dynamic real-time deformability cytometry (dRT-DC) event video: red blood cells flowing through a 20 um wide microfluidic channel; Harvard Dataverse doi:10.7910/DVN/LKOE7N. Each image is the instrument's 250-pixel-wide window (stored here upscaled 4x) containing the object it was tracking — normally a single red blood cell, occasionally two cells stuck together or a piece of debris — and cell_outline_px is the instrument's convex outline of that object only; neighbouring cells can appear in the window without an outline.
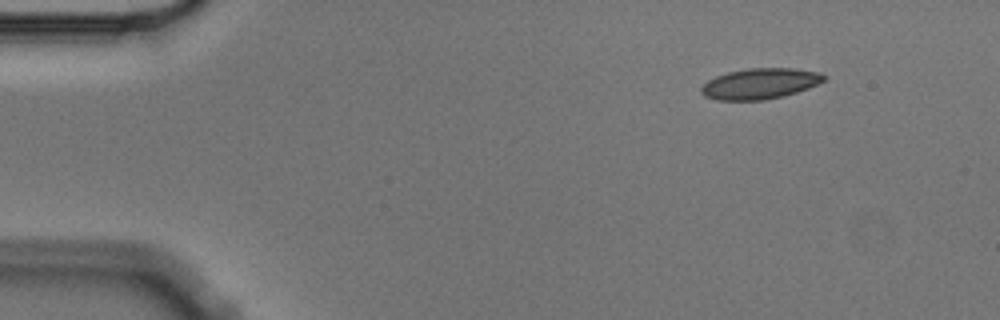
{"species": "Egyptian fruit bat (a non-hibernating species)", "species_latin": "Rousettus aegyptiacus", "temperature_condition": "cold", "stored_images_in_passage": 6, "camera_frame_rate_fps": 3000, "um_per_image_px": 0.085, "animal": {"sex": "male"}, "frame": {"image": 1, "passage_image": 1, "time_ms": 0.0, "image_size_px": [1000, 320], "cell_outline_px": [[824, 80], [808, 88], [784, 96], [764, 100], [716, 100], [704, 96], [700, 92], [700, 88], [708, 80], [716, 76], [728, 72], [748, 68], [792, 68], [820, 72], [824, 76]], "centroid_in_image_um": [64.56, 7.11], "position_along_channel_um": 20.4, "area_um2": 21.91}}
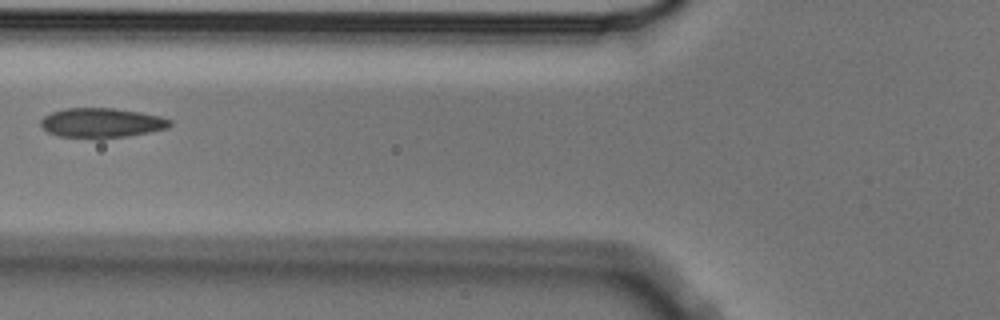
{"frame": {"image": 2, "passage_image": 5, "time_ms": 1.333, "image_size_px": [1000, 320], "cell_outline_px": [[172, 124], [168, 128], [128, 136], [60, 136], [48, 132], [40, 124], [40, 120], [44, 116], [52, 112], [64, 108], [116, 108], [140, 112], [160, 116], [172, 120]], "centroid_in_image_um": [8.66, 10.4], "position_along_channel_um": 117.1, "area_um2": 21.73}}
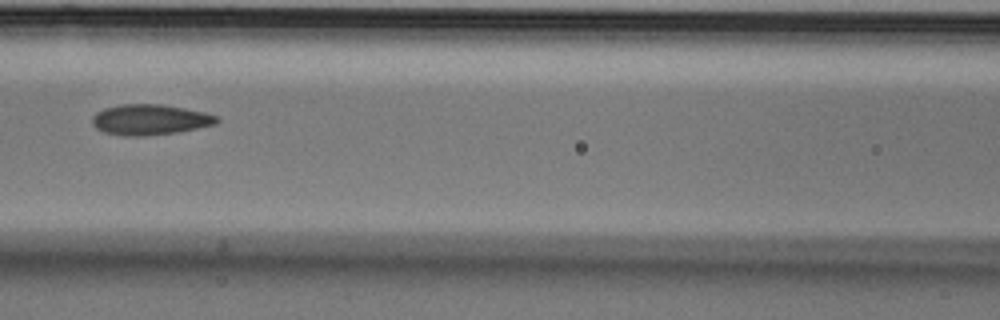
{"frame": {"image": 3, "passage_image": 6, "time_ms": 1.667, "image_size_px": [1000, 320], "cell_outline_px": [[220, 120], [216, 124], [176, 132], [144, 136], [120, 136], [104, 132], [96, 128], [92, 124], [92, 116], [96, 112], [104, 108], [120, 104], [160, 104], [184, 108], [204, 112], [216, 116]], "centroid_in_image_um": [12.7, 10.17], "position_along_channel_um": 153.9, "area_um2": 22.2}}